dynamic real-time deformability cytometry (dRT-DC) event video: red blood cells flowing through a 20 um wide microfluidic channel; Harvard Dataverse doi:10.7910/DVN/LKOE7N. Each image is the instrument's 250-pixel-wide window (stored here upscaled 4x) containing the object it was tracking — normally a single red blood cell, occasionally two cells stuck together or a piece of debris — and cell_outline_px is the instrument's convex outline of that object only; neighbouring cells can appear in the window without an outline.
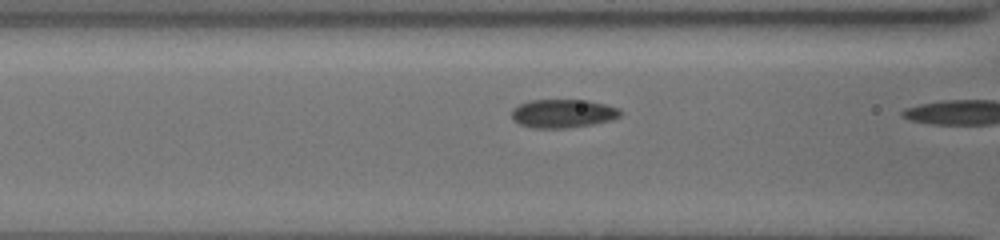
{"species": "common noctule bat (a hibernating species)", "species_latin": "Nyctalus noctula", "temperature_condition": "cold", "stored_images_in_passage": 19, "segment_of_instrument_passage": [2, 2], "camera_frame_rate_fps": 3000, "um_per_image_px": 0.085, "animal": {"sex": "female", "body_mass_g": 19.5, "forearm_length_mm": 54.1}, "frame": {"image": 1, "passage_image": 18, "time_ms": 5.667, "image_size_px": [1000, 240], "cell_outline_px": [[624, 112], [620, 116], [612, 120], [592, 124], [556, 128], [540, 128], [520, 124], [512, 120], [512, 108], [528, 100], [588, 100], [620, 108]], "centroid_in_image_um": [47.87, 9.63], "position_along_channel_um": 118.7, "area_um2": 17.98}}